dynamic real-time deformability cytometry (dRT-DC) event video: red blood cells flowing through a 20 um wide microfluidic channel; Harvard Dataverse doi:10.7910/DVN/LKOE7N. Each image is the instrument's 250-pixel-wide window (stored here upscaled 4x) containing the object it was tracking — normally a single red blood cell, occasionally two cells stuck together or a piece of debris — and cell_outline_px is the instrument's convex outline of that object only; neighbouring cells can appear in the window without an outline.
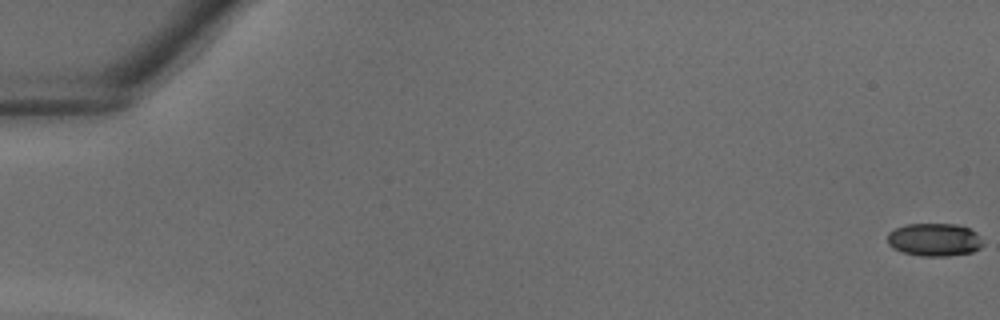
{"species": "common noctule bat (a hibernating species)", "species_latin": "Nyctalus noctula", "temperature_condition": "warm", "stored_images_in_passage": 40, "camera_frame_rate_fps": 3000, "um_per_image_px": 0.085, "animal": {"sex": "male", "body_mass_g": 18.8}, "frame": {"image": 1, "passage_image": 1, "time_ms": 0.0, "image_size_px": [1000, 320], "cell_outline_px": [[984, 244], [980, 248], [972, 252], [948, 256], [920, 256], [904, 252], [892, 248], [888, 244], [888, 232], [904, 224], [956, 224], [968, 228], [976, 232]], "centroid_in_image_um": [79.42, 20.37], "position_along_channel_um": 5.6, "area_um2": 18.38}}
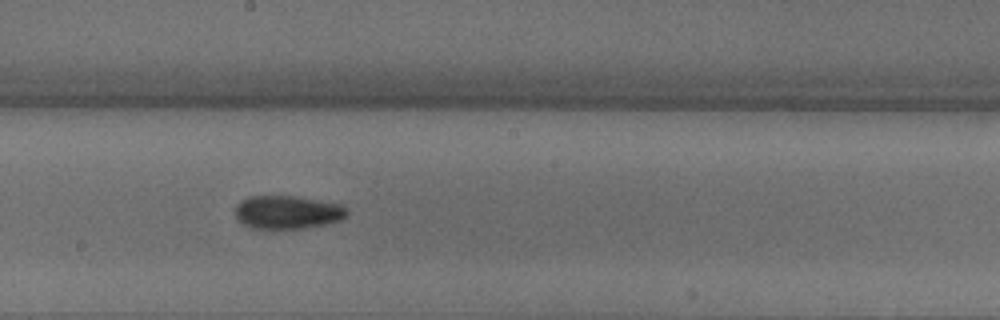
{"frame": {"image": 2, "passage_image": 23, "time_ms": 7.333, "image_size_px": [1000, 320], "cell_outline_px": [[348, 216], [340, 220], [324, 224], [304, 228], [252, 228], [244, 224], [236, 216], [236, 204], [240, 200], [248, 196], [296, 196], [344, 204], [348, 208]], "centroid_in_image_um": [24.48, 18.02], "position_along_channel_um": 223.7, "area_um2": 21.79}}
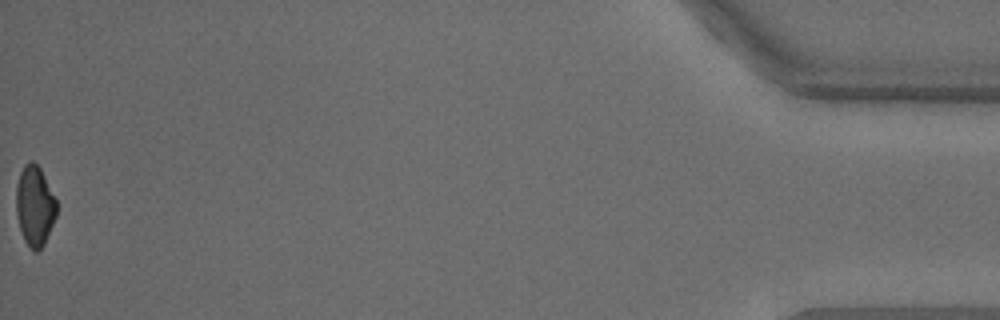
{"frame": {"image": 3, "passage_image": 40, "time_ms": 13.0, "image_size_px": [1000, 320], "cell_outline_px": [[56, 216], [44, 244], [36, 252], [24, 240], [20, 228], [16, 212], [16, 188], [20, 172], [24, 164], [28, 160], [32, 160], [40, 168], [56, 200]], "centroid_in_image_um": [2.94, 17.46], "position_along_channel_um": 432.3, "area_um2": 18.61}}